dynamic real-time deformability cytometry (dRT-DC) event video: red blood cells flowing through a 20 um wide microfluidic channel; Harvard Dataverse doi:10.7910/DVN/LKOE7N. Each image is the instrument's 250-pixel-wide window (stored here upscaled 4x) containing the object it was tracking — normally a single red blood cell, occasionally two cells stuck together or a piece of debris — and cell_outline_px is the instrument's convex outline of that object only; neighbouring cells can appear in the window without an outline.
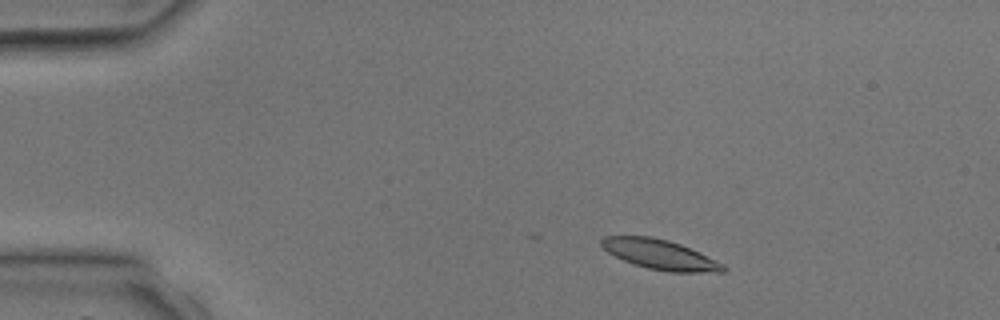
{"species": "common noctule bat (a hibernating species)", "species_latin": "Nyctalus noctula", "temperature_condition": "room temperature", "stored_images_in_passage": 4, "camera_frame_rate_fps": 3000, "um_per_image_px": 0.085, "animal": {"sex": "male", "body_mass_g": 17.9, "forearm_length_mm": 54.2}, "frame": {"image": 1, "passage_image": 2, "time_ms": 1.333, "image_size_px": [1000, 320], "cell_outline_px": [[728, 268], [724, 272], [668, 272], [648, 268], [624, 260], [608, 252], [600, 244], [600, 240], [604, 236], [652, 236], [668, 240], [680, 244], [724, 264]], "centroid_in_image_um": [56.11, 21.63], "position_along_channel_um": 28.9, "area_um2": 20.92}}